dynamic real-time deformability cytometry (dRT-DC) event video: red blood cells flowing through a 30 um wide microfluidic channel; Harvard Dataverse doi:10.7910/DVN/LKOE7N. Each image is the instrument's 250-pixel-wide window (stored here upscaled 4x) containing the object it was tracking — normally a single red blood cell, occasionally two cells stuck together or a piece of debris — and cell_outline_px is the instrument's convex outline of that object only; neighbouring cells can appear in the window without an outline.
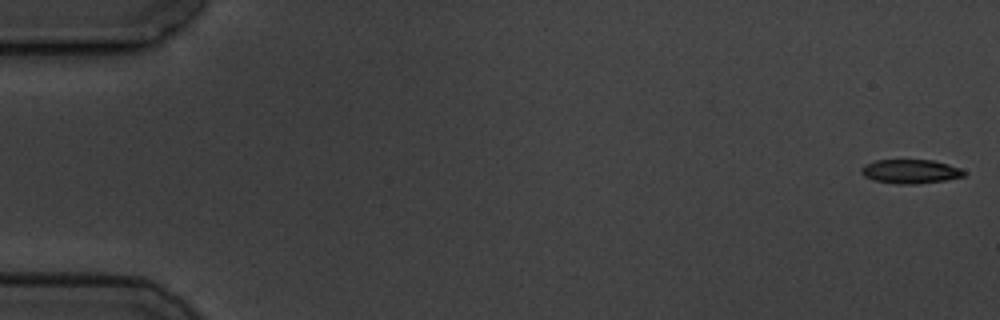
{"species": "common noctule bat (a hibernating species)", "species_latin": "Nyctalus noctula", "temperature_condition": "cold", "stored_images_in_passage": 7, "segment_of_instrument_passage": [1, 2], "camera_frame_rate_fps": 3000, "um_per_image_px": 0.085, "animal": {"sex": "male", "body_mass_g": 19.5, "forearm_length_mm": 54.6}, "frame": {"image": 1, "passage_image": 1, "time_ms": 0.0, "image_size_px": [1000, 320], "cell_outline_px": [[968, 172], [964, 176], [944, 180], [916, 184], [896, 184], [872, 180], [864, 176], [860, 172], [860, 168], [864, 164], [876, 160], [932, 160], [948, 164], [960, 168]], "centroid_in_image_um": [77.36, 14.57], "position_along_channel_um": 7.6, "area_um2": 14.51}}
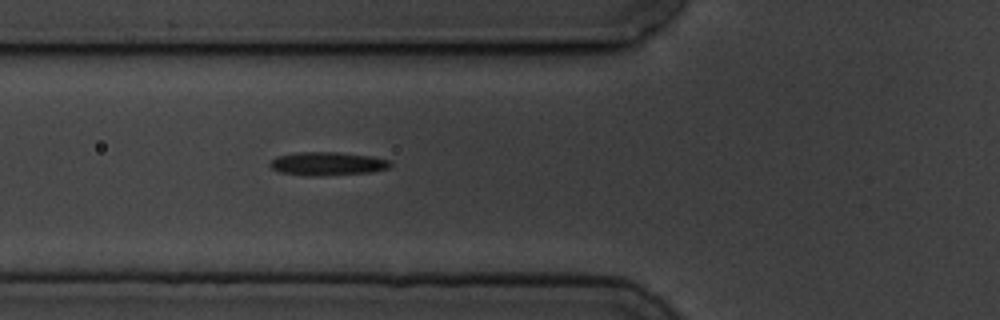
{"frame": {"image": 2, "passage_image": 6, "time_ms": 6.667, "image_size_px": [1000, 320], "cell_outline_px": [[392, 164], [388, 168], [372, 172], [320, 176], [304, 176], [280, 172], [272, 168], [268, 164], [276, 156], [296, 152], [340, 152], [372, 156], [388, 160]], "centroid_in_image_um": [27.81, 13.91], "position_along_channel_um": 98.0, "area_um2": 16.59}}